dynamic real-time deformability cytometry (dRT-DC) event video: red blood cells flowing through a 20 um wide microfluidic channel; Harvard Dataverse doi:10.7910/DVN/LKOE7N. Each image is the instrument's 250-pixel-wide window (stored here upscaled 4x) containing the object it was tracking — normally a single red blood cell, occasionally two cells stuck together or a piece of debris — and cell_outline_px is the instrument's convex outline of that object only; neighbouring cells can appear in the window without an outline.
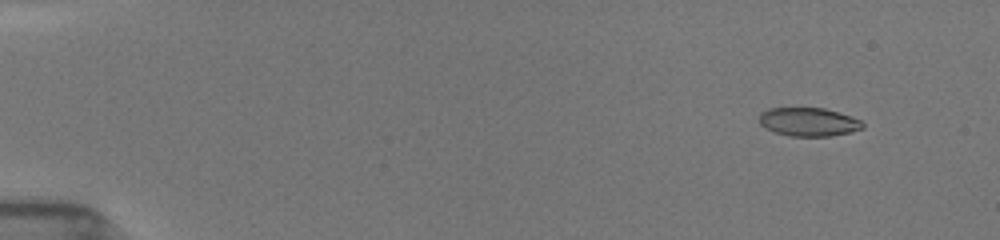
{"species": "common noctule bat (a hibernating species)", "species_latin": "Nyctalus noctula", "temperature_condition": "room temperature", "stored_images_in_passage": 44, "camera_frame_rate_fps": 3000, "um_per_image_px": 0.085, "animal": {"sex": "female", "body_mass_g": 19.5, "forearm_length_mm": 54.1}, "frame": {"image": 1, "passage_image": 5, "time_ms": 1.333, "image_size_px": [1000, 240], "cell_outline_px": [[864, 128], [852, 132], [832, 136], [788, 136], [776, 132], [760, 124], [760, 112], [768, 108], [824, 108], [852, 116], [860, 120], [864, 124]], "centroid_in_image_um": [68.77, 10.36], "position_along_channel_um": 16.2, "area_um2": 17.22}}
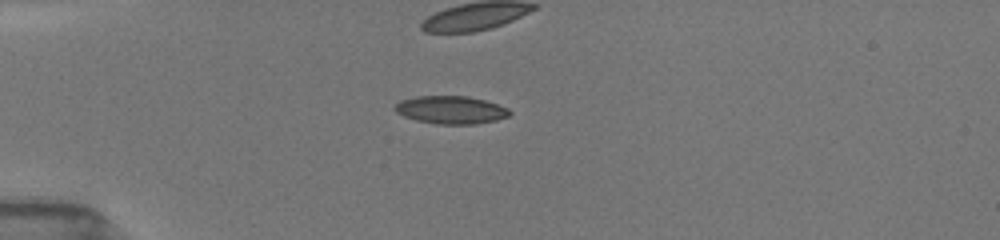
{"frame": {"image": 2, "passage_image": 15, "time_ms": 4.667, "image_size_px": [1000, 240], "cell_outline_px": [[512, 112], [508, 116], [496, 120], [476, 124], [436, 124], [416, 120], [404, 116], [396, 112], [392, 108], [400, 100], [416, 96], [468, 96], [484, 100], [508, 108]], "centroid_in_image_um": [38.3, 9.34], "position_along_channel_um": 46.7, "area_um2": 18.67}, "authors_computed_cell_mechanics": {"area_um2": 18.4382, "velocity_mm_per_s": 3.9653, "shape_relaxation_time_tau1_ms": 4.9899, "shape_relaxation_time_tau2_ms": 2.4057, "deformation_change_tau1": 0.1819, "deformation_change_tau2": 0.0929}}